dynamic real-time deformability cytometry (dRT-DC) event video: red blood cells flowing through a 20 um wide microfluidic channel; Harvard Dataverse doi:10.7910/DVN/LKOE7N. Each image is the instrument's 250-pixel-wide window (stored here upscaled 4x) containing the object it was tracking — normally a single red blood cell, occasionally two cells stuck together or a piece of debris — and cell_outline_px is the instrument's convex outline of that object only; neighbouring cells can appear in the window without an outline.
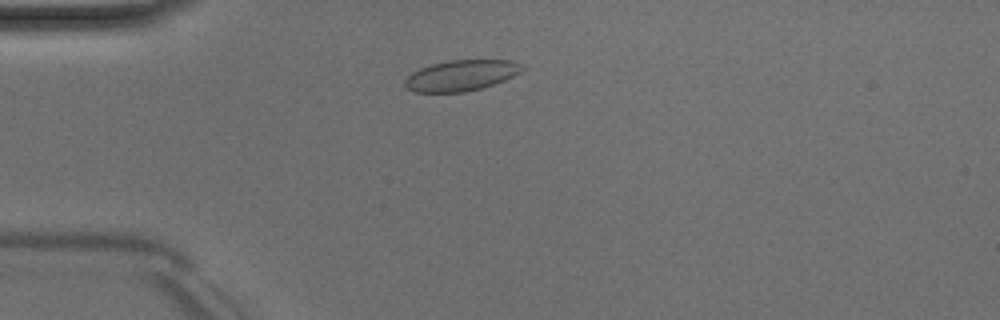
{"species": "Egyptian fruit bat (a non-hibernating species)", "species_latin": "Rousettus aegyptiacus", "temperature_condition": "room temperature", "stored_images_in_passage": 3, "camera_frame_rate_fps": 3000, "um_per_image_px": 0.085, "animal": {"sex": "male"}, "frame": {"image": 1, "passage_image": 3, "time_ms": 2.0, "image_size_px": [1000, 320], "cell_outline_px": [[524, 68], [520, 72], [504, 80], [480, 88], [464, 92], [412, 92], [404, 84], [404, 80], [412, 72], [420, 68], [432, 64], [448, 60], [508, 60], [520, 64]], "centroid_in_image_um": [39.15, 6.41], "position_along_channel_um": 45.8, "area_um2": 20.81}}